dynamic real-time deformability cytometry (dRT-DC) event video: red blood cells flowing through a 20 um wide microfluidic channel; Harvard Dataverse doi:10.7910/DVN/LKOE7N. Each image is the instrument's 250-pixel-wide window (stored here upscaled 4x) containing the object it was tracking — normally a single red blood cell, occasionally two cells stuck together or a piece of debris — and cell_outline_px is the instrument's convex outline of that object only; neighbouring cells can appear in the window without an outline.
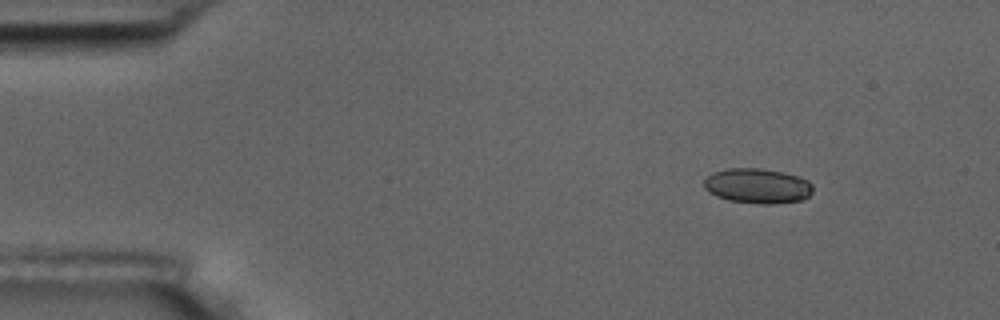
{"species": "common noctule bat (a hibernating species)", "species_latin": "Nyctalus noctula", "temperature_condition": "room temperature", "stored_images_in_passage": 2, "camera_frame_rate_fps": 3000, "um_per_image_px": 0.085, "animal": {"sex": "male", "body_mass_g": 17.5, "forearm_length_mm": 52.3}, "frame": {"image": 1, "passage_image": 1, "time_ms": 0.0, "image_size_px": [1000, 320], "cell_outline_px": [[812, 192], [804, 200], [772, 204], [760, 204], [728, 200], [716, 196], [708, 192], [704, 188], [704, 180], [712, 172], [728, 168], [760, 168], [784, 172], [800, 176], [808, 180], [812, 184]], "centroid_in_image_um": [64.39, 15.8], "position_along_channel_um": 20.6, "area_um2": 22.48}}